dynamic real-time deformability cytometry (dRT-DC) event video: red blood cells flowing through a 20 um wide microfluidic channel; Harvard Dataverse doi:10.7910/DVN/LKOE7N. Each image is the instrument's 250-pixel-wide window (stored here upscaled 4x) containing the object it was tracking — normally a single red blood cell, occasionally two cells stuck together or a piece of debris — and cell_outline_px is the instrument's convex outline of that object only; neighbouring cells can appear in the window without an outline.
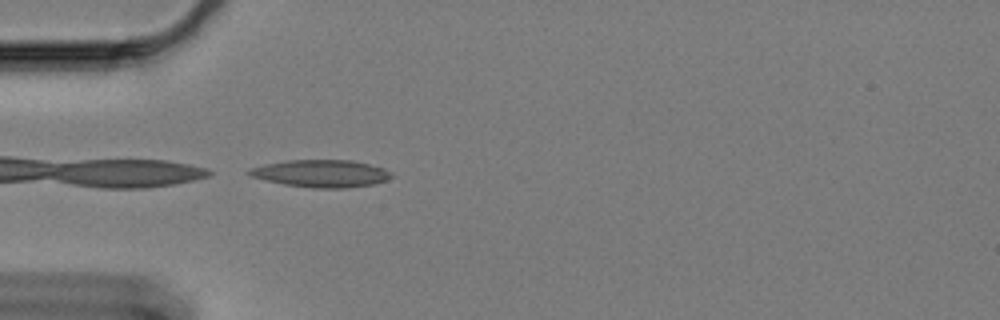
{"species": "Egyptian fruit bat (a non-hibernating species)", "species_latin": "Rousettus aegyptiacus", "temperature_condition": "cold", "stored_images_in_passage": 19, "camera_frame_rate_fps": 3000, "um_per_image_px": 0.085, "animal": {"sex": "female"}, "frame": {"image": 1, "passage_image": 1, "time_ms": 0.0, "image_size_px": [1000, 320], "cell_outline_px": [[392, 176], [384, 180], [372, 184], [344, 188], [312, 188], [284, 184], [252, 176], [244, 172], [248, 168], [264, 164], [288, 160], [352, 160], [384, 168], [392, 172]], "centroid_in_image_um": [27.27, 14.74], "position_along_channel_um": 57.7, "area_um2": 22.54}}
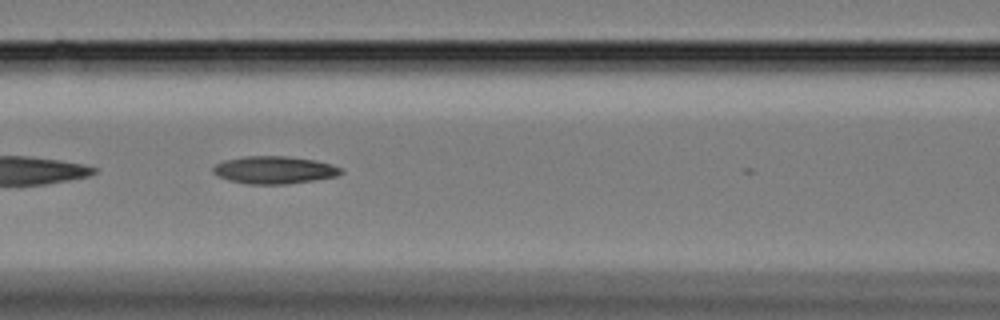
{"frame": {"image": 2, "passage_image": 9, "time_ms": 2.667, "image_size_px": [1000, 320], "cell_outline_px": [[344, 172], [336, 176], [288, 184], [248, 184], [228, 180], [212, 172], [212, 168], [216, 164], [224, 160], [244, 156], [288, 156], [316, 160], [332, 164], [344, 168]], "centroid_in_image_um": [23.34, 14.44], "position_along_channel_um": 143.3, "area_um2": 20.63}}
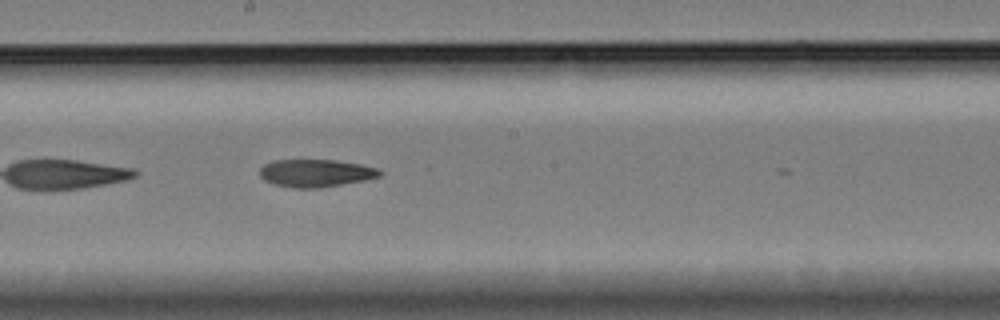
{"frame": {"image": 3, "passage_image": 16, "time_ms": 5.0, "image_size_px": [1000, 320], "cell_outline_px": [[384, 172], [380, 176], [364, 180], [320, 188], [292, 188], [276, 184], [264, 180], [260, 176], [260, 168], [264, 164], [272, 160], [336, 160], [360, 164], [376, 168]], "centroid_in_image_um": [26.83, 14.71], "position_along_channel_um": 221.4, "area_um2": 19.31}}